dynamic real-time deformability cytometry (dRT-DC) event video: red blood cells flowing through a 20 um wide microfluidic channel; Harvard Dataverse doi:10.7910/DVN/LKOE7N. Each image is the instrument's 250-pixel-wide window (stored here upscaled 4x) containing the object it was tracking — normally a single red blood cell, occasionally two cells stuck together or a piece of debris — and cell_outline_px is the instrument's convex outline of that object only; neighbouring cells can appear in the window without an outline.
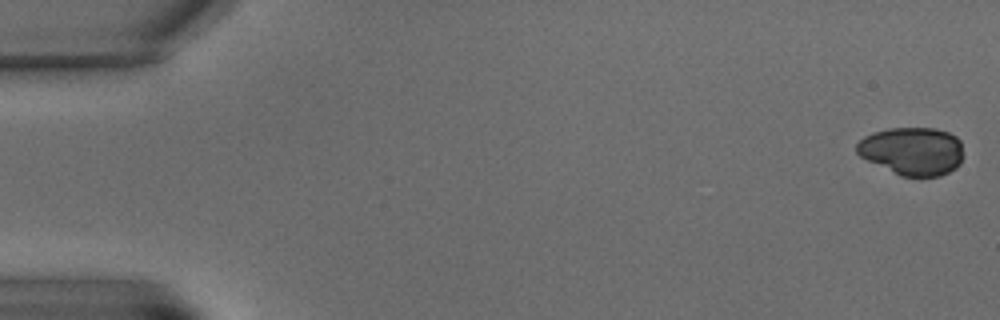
{"species": "common noctule bat (a hibernating species)", "species_latin": "Nyctalus noctula", "temperature_condition": "warm", "stored_images_in_passage": 5, "camera_frame_rate_fps": 3000, "um_per_image_px": 0.085, "animal": {"sex": "male", "body_mass_g": 15.6}, "frame": {"image": 1, "passage_image": 1, "time_ms": 0.0, "image_size_px": [1000, 320], "cell_outline_px": [[964, 156], [960, 164], [956, 168], [940, 176], [900, 176], [860, 156], [856, 152], [856, 144], [864, 136], [872, 132], [888, 128], [936, 128], [948, 132], [956, 136], [960, 140]], "centroid_in_image_um": [77.56, 12.83], "position_along_channel_um": 7.4, "area_um2": 30.06}}